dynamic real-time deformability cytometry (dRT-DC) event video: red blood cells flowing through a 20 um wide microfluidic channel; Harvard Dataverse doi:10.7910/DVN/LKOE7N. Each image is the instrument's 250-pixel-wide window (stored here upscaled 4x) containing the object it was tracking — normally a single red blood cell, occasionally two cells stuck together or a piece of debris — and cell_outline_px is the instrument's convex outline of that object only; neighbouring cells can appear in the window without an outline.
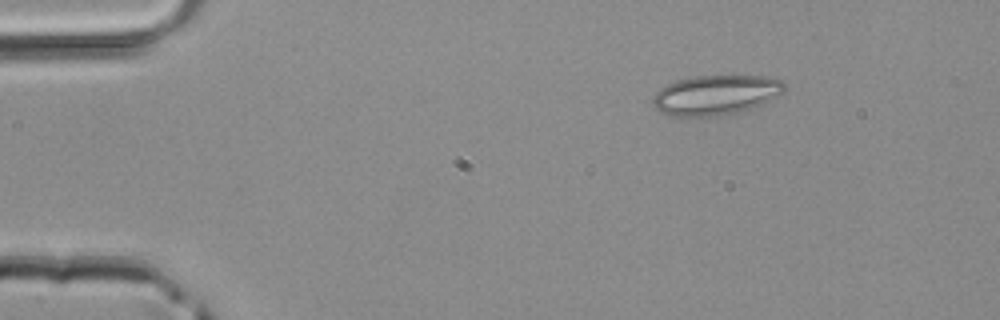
{"species": "common noctule bat (a hibernating species)", "species_latin": "Nyctalus noctula", "temperature_condition": "room temperature", "stored_images_in_passage": 3, "camera_frame_rate_fps": 3000, "um_per_image_px": 0.085, "animal": {"sex": "male", "body_mass_g": 20.4}, "frame": {"image": 1, "passage_image": 1, "time_ms": 0.0, "image_size_px": [1000, 320], "cell_outline_px": [[784, 92], [760, 104], [736, 112], [720, 116], [672, 116], [660, 112], [652, 104], [652, 96], [660, 88], [676, 80], [696, 76], [764, 76], [780, 80], [784, 84]], "centroid_in_image_um": [60.78, 8.07], "position_along_channel_um": 24.2, "area_um2": 30.23}}
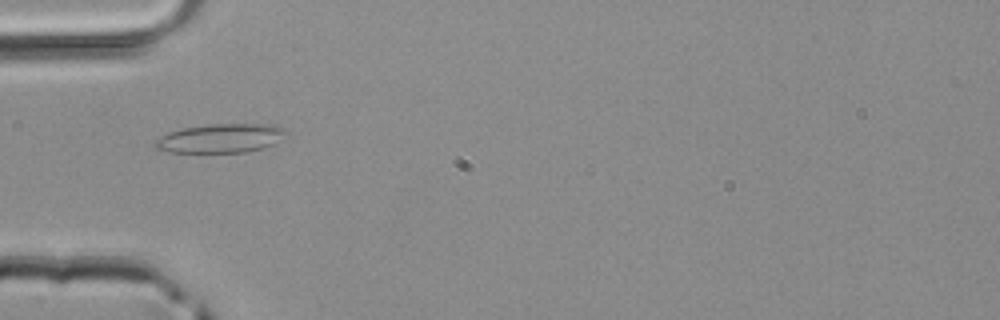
{"frame": {"image": 2, "passage_image": 3, "time_ms": 0.667, "image_size_px": [1000, 320], "cell_outline_px": [[288, 132], [272, 144], [264, 148], [244, 152], [172, 152], [156, 148], [156, 140], [168, 132], [180, 128], [216, 124], [276, 124], [284, 128]], "centroid_in_image_um": [18.78, 11.74], "position_along_channel_um": 66.2, "area_um2": 21.85}}